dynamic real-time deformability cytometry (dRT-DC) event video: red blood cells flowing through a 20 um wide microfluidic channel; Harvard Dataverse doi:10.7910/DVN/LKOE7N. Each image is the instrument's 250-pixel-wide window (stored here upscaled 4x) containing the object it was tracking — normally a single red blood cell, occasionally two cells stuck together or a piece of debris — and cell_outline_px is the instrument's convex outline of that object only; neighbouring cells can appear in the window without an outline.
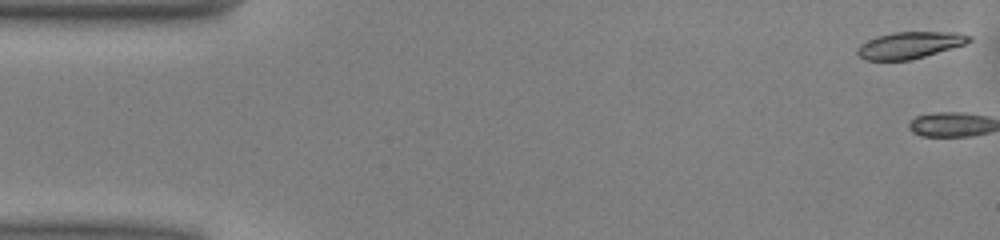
{"species": "common noctule bat (a hibernating species)", "species_latin": "Nyctalus noctula", "temperature_condition": "warm", "stored_images_in_passage": 2, "camera_frame_rate_fps": 3000, "um_per_image_px": 0.085, "animal": {"sex": "male", "body_mass_g": 13.0, "forearm_length_mm": 53.1}, "frame": {"image": 1, "passage_image": 1, "time_ms": 0.0, "image_size_px": [1000, 240], "cell_outline_px": [[972, 40], [964, 44], [912, 60], [864, 60], [856, 52], [856, 48], [860, 44], [876, 36], [896, 32], [956, 32], [972, 36]], "centroid_in_image_um": [77.31, 3.83], "position_along_channel_um": 7.7, "area_um2": 17.34}}